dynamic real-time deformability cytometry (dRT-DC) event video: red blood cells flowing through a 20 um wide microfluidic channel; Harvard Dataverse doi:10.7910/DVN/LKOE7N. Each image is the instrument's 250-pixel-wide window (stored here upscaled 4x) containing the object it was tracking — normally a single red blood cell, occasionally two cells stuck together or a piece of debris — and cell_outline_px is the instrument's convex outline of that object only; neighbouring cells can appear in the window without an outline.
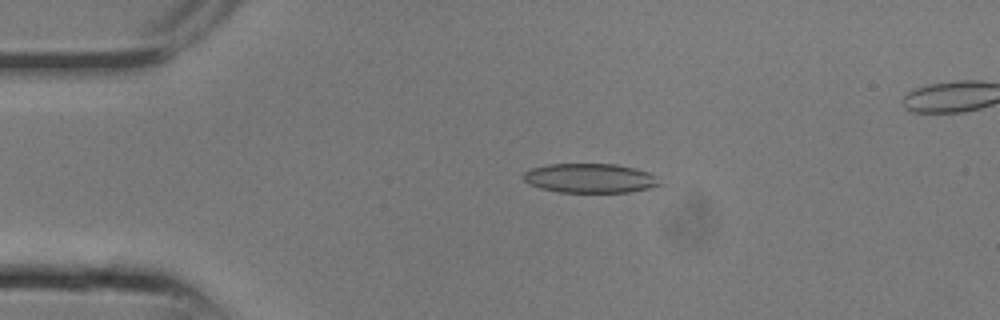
{"species": "common noctule bat (a hibernating species)", "species_latin": "Nyctalus noctula", "temperature_condition": "room temperature", "stored_images_in_passage": 4, "camera_frame_rate_fps": 3000, "um_per_image_px": 0.085, "animal": {"sex": "male", "body_mass_g": 13.3}, "frame": {"image": 1, "passage_image": 1, "time_ms": 0.0, "image_size_px": [1000, 320], "cell_outline_px": [[664, 184], [648, 188], [628, 192], [560, 192], [540, 188], [528, 184], [524, 180], [524, 172], [532, 168], [548, 164], [616, 164], [636, 168], [648, 172]], "centroid_in_image_um": [50.15, 15.14], "position_along_channel_um": 34.9, "area_um2": 23.24}}